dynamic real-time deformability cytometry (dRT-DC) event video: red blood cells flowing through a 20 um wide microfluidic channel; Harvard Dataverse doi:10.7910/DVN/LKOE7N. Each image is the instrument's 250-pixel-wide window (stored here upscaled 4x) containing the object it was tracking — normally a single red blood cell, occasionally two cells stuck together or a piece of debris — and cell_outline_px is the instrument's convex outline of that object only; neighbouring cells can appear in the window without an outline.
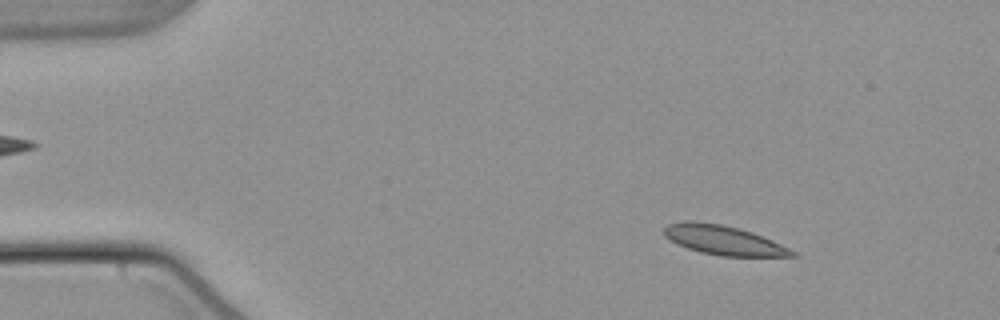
{"species": "common noctule bat (a hibernating species)", "species_latin": "Nyctalus noctula", "temperature_condition": "warm", "stored_images_in_passage": 54, "camera_frame_rate_fps": 3000, "um_per_image_px": 0.085, "animal": {"sex": "male", "body_mass_g": 21.5, "forearm_length_mm": 52.0}, "frame": {"image": 1, "passage_image": 7, "time_ms": 2.0, "image_size_px": [1000, 320], "cell_outline_px": [[800, 256], [720, 256], [700, 252], [688, 248], [664, 236], [664, 228], [668, 224], [684, 220], [692, 220], [720, 224], [740, 228], [752, 232], [772, 240], [796, 252]], "centroid_in_image_um": [61.5, 20.4], "position_along_channel_um": 23.5, "area_um2": 21.79}}
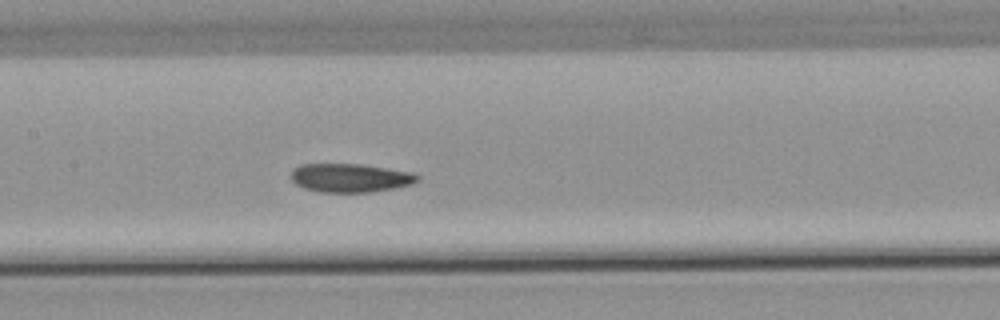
{"frame": {"image": 2, "passage_image": 26, "time_ms": 8.333, "image_size_px": [1000, 320], "cell_outline_px": [[420, 180], [412, 184], [396, 188], [372, 192], [316, 192], [304, 188], [296, 184], [292, 180], [292, 172], [300, 164], [360, 164], [412, 172], [420, 176]], "centroid_in_image_um": [29.81, 15.13], "position_along_channel_um": 177.6, "area_um2": 21.15}}
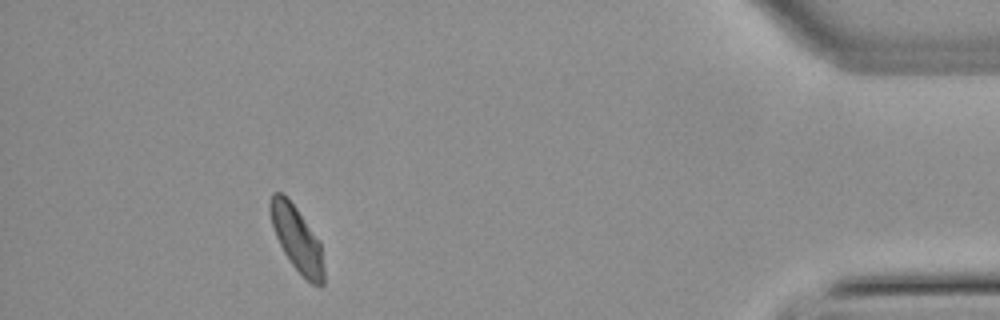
{"frame": {"image": 3, "passage_image": 49, "time_ms": 16.0, "image_size_px": [1000, 320], "cell_outline_px": [[324, 284], [320, 288], [312, 284], [292, 264], [284, 252], [276, 236], [272, 224], [268, 208], [268, 204], [272, 192], [280, 192], [296, 208], [320, 240], [324, 268]], "centroid_in_image_um": [25.25, 20.31], "position_along_channel_um": 410.0, "area_um2": 20.17}, "authors_computed_cell_mechanics": {"area_um2": 21.5305, "velocity_mm_per_s": 3.7796, "shape_relaxation_time_tau1_ms": 6.7268, "shape_relaxation_time_tau2_ms": 2.3774, "deformation_change_tau1": 0.132, "deformation_change_tau2": 0.0578}}